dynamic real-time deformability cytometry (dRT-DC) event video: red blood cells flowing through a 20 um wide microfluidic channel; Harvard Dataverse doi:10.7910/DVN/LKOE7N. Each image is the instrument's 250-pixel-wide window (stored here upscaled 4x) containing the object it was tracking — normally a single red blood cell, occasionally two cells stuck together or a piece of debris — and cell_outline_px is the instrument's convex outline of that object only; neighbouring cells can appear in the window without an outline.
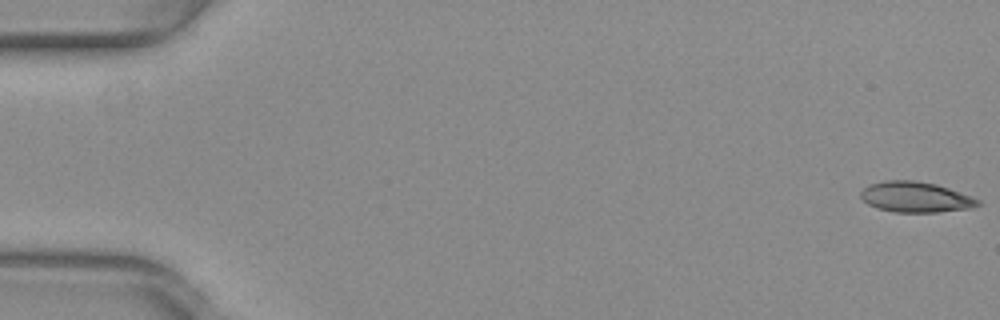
{"species": "common noctule bat (a hibernating species)", "species_latin": "Nyctalus noctula", "temperature_condition": "warm", "stored_images_in_passage": 25, "camera_frame_rate_fps": 3000, "um_per_image_px": 0.085, "animal": {"sex": "female", "body_mass_g": 29.2, "forearm_length_mm": 56.3}, "frame": {"image": 1, "passage_image": 1, "time_ms": 0.0, "image_size_px": [1000, 320], "cell_outline_px": [[980, 204], [972, 208], [936, 212], [896, 212], [876, 208], [868, 204], [860, 196], [860, 192], [868, 184], [884, 180], [916, 180], [936, 184], [972, 196], [980, 200]], "centroid_in_image_um": [77.81, 16.74], "position_along_channel_um": 7.2, "area_um2": 20.92}}
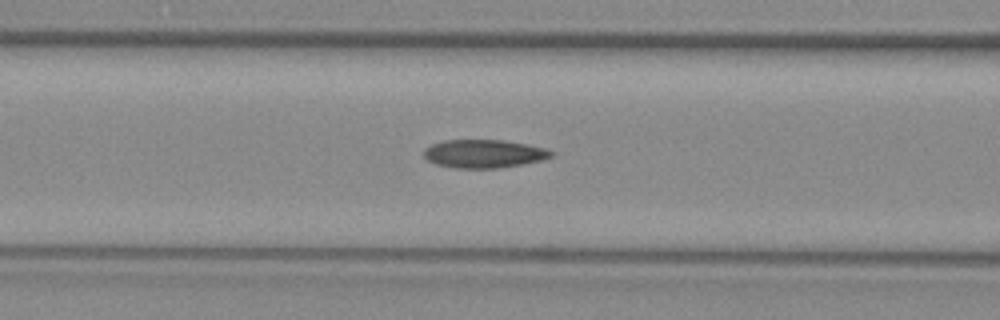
{"frame": {"image": 2, "passage_image": 22, "time_ms": 7.0, "image_size_px": [1000, 320], "cell_outline_px": [[556, 152], [552, 156], [544, 160], [496, 168], [456, 168], [436, 164], [428, 160], [424, 156], [424, 148], [432, 144], [444, 140], [504, 140], [528, 144], [544, 148]], "centroid_in_image_um": [41.15, 13.06], "position_along_channel_um": 125.5, "area_um2": 20.98}}
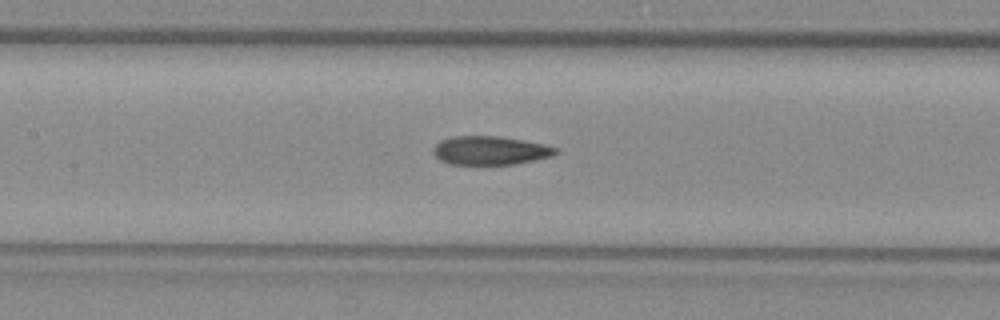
{"frame": {"image": 3, "passage_image": 25, "time_ms": 8.0, "image_size_px": [1000, 320], "cell_outline_px": [[560, 152], [552, 156], [512, 164], [448, 164], [440, 160], [432, 152], [432, 148], [440, 140], [452, 136], [496, 136], [524, 140], [544, 144], [560, 148]], "centroid_in_image_um": [41.66, 12.78], "position_along_channel_um": 165.7, "area_um2": 20.52}}